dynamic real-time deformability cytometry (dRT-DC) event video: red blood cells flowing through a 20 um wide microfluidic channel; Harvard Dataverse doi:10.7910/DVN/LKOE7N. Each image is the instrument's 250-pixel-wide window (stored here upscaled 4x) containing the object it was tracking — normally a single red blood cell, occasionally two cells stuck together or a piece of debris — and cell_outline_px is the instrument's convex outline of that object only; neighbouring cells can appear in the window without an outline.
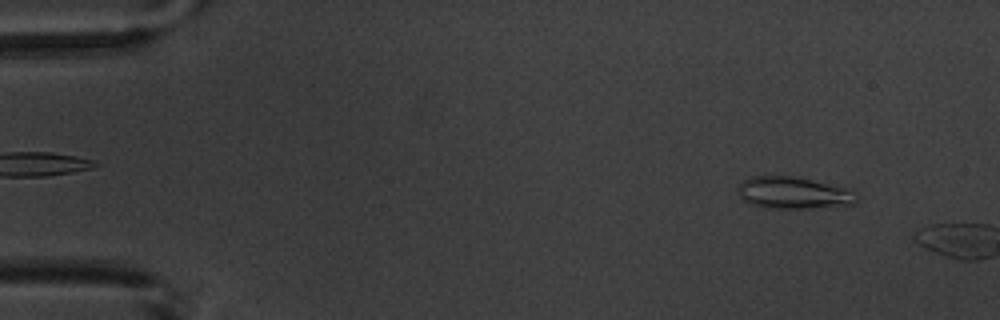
{"species": "common noctule bat (a hibernating species)", "species_latin": "Nyctalus noctula", "temperature_condition": "warm", "stored_images_in_passage": 2, "camera_frame_rate_fps": 3000, "um_per_image_px": 0.085, "animal": {"sex": "male", "body_mass_g": 20.1, "forearm_length_mm": 53.5}, "frame": {"image": 1, "passage_image": 1, "time_ms": 0.0, "image_size_px": [1000, 320], "cell_outline_px": [[860, 196], [852, 204], [812, 208], [764, 208], [752, 204], [744, 200], [740, 196], [736, 188], [744, 180], [752, 176], [796, 176], [844, 188]], "centroid_in_image_um": [67.39, 16.39], "position_along_channel_um": 17.6, "area_um2": 21.85}}